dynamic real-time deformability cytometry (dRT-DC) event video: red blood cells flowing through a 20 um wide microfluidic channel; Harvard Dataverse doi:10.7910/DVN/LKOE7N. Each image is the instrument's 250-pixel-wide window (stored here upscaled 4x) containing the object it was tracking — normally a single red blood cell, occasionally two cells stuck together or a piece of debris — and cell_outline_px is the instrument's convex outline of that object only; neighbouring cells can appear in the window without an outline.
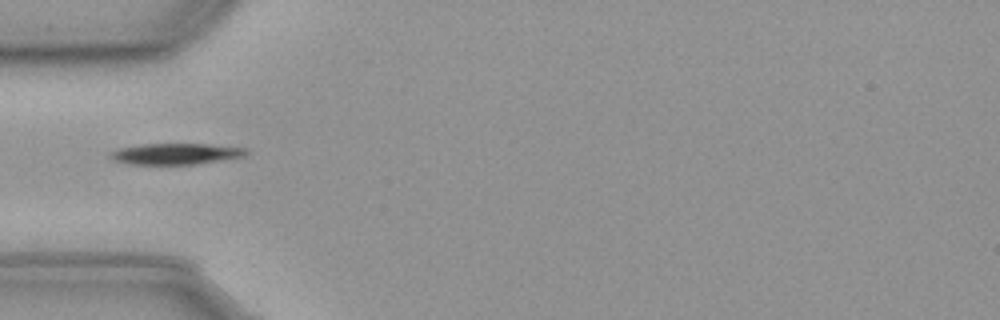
{"species": "common noctule bat (a hibernating species)", "species_latin": "Nyctalus noctula", "temperature_condition": "cold", "stored_images_in_passage": 20, "camera_frame_rate_fps": 3000, "um_per_image_px": 0.085, "animal": {"sex": "male", "body_mass_g": 23.1, "forearm_length_mm": 52.7}, "frame": {"image": 1, "passage_image": 1, "time_ms": 0.0, "image_size_px": [1000, 320], "cell_outline_px": [[248, 152], [244, 156], [192, 164], [132, 164], [112, 160], [108, 156], [108, 152], [120, 148], [144, 144], [208, 144], [248, 148]], "centroid_in_image_um": [14.9, 13.07], "position_along_channel_um": 70.1, "area_um2": 16.53}}
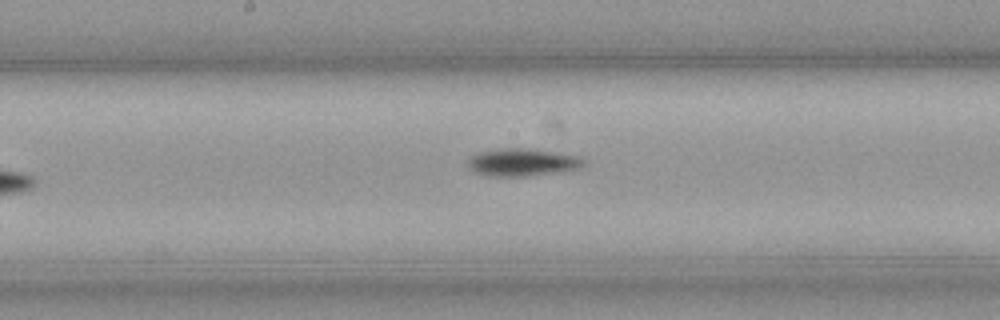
{"frame": {"image": 2, "passage_image": 12, "time_ms": 3.667, "image_size_px": [1000, 320], "cell_outline_px": [[584, 164], [576, 168], [552, 172], [524, 176], [492, 176], [472, 172], [468, 168], [468, 160], [472, 156], [480, 152], [504, 148], [536, 148], [576, 156], [584, 160]], "centroid_in_image_um": [44.33, 13.78], "position_along_channel_um": 203.9, "area_um2": 18.26}}
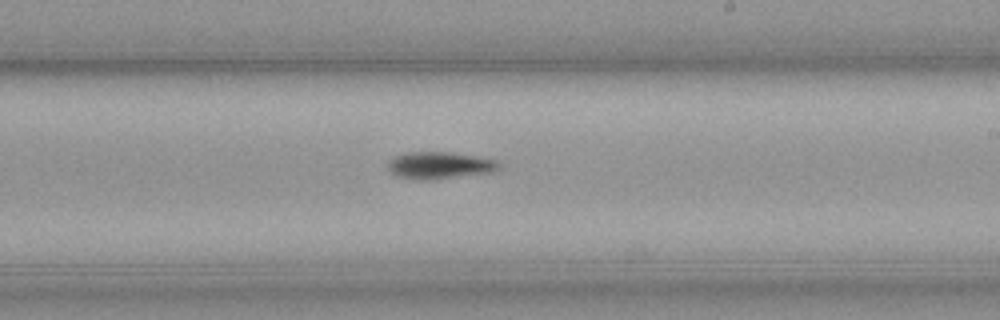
{"frame": {"image": 3, "passage_image": 16, "time_ms": 5.0, "image_size_px": [1000, 320], "cell_outline_px": [[500, 168], [492, 172], [448, 176], [400, 176], [392, 172], [388, 168], [388, 160], [392, 156], [404, 152], [452, 152], [476, 156], [496, 160], [500, 164]], "centroid_in_image_um": [37.39, 13.96], "position_along_channel_um": 251.6, "area_um2": 16.3}}